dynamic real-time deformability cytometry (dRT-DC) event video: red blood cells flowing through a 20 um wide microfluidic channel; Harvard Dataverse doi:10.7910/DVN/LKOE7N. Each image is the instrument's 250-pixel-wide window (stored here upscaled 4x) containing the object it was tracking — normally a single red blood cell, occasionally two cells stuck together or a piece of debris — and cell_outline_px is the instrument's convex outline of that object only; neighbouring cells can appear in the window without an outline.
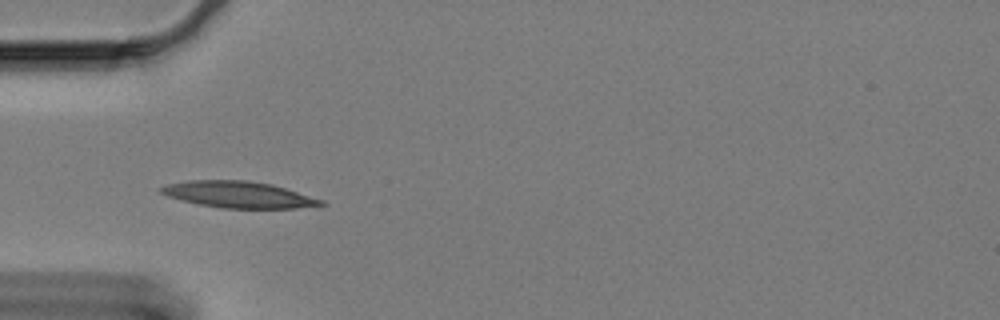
{"species": "Egyptian fruit bat (a non-hibernating species)", "species_latin": "Rousettus aegyptiacus", "temperature_condition": "cold", "stored_images_in_passage": 58, "camera_frame_rate_fps": 3000, "um_per_image_px": 0.085, "animal": {"sex": "female"}, "frame": {"image": 1, "passage_image": 18, "time_ms": 5.667, "image_size_px": [1000, 320], "cell_outline_px": [[328, 204], [296, 208], [220, 208], [180, 200], [168, 196], [160, 192], [156, 188], [168, 184], [188, 180], [248, 180], [272, 184], [324, 200]], "centroid_in_image_um": [20.26, 16.53], "position_along_channel_um": 64.7, "area_um2": 24.68}}
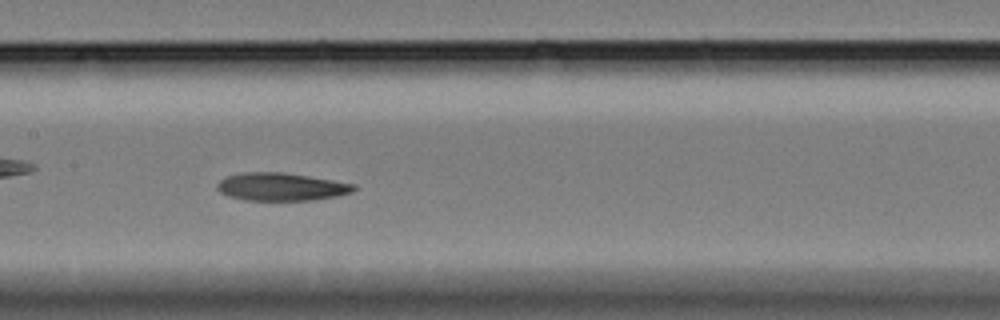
{"frame": {"image": 2, "passage_image": 29, "time_ms": 9.333, "image_size_px": [1000, 320], "cell_outline_px": [[356, 188], [352, 192], [336, 196], [316, 200], [244, 200], [228, 196], [220, 192], [216, 188], [216, 184], [220, 180], [228, 176], [244, 172], [284, 172], [356, 184]], "centroid_in_image_um": [23.89, 15.88], "position_along_channel_um": 183.5, "area_um2": 22.2}}
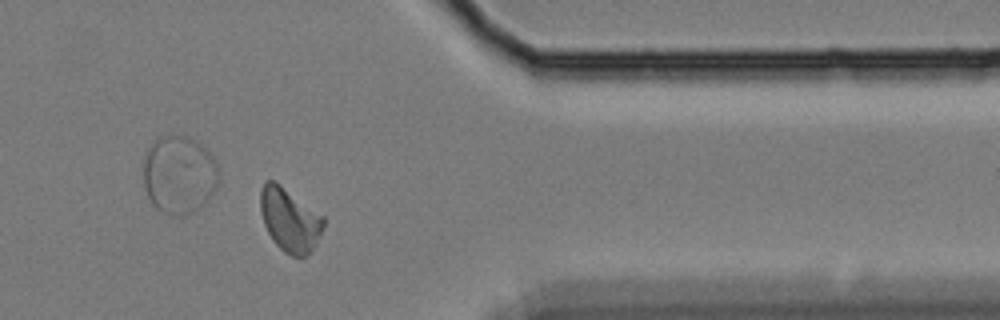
{"frame": {"image": 3, "passage_image": 49, "time_ms": 16.0, "image_size_px": [1000, 320], "cell_outline_px": [[324, 224], [316, 244], [304, 256], [292, 256], [284, 252], [272, 240], [264, 224], [260, 212], [260, 188], [264, 180], [272, 180], [280, 184], [324, 216]], "centroid_in_image_um": [24.6, 18.65], "position_along_channel_um": 386.8, "area_um2": 23.29}, "authors_computed_cell_mechanics": {"area_um2": 22.8888, "velocity_mm_per_s": 3.2502, "shape_relaxation_time_tau1_ms": 10.1933, "shape_relaxation_time_tau2_ms": 5.6955, "deformation_change_tau1": 0.2228, "deformation_change_tau2": 0.1059}}